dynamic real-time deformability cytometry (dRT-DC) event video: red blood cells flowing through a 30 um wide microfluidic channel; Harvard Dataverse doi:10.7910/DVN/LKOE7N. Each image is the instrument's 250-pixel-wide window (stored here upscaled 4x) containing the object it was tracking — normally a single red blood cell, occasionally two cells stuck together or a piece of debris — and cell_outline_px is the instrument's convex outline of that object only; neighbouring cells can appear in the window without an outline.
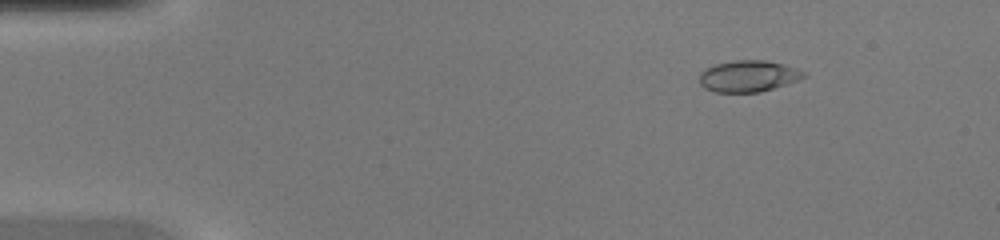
{"species": "common noctule bat (a hibernating species)", "species_latin": "Nyctalus noctula", "temperature_condition": "warm", "stored_images_in_passage": 42, "camera_frame_rate_fps": 3000, "um_per_image_px": 0.085, "animal": {"sex": "female", "body_mass_g": 20.0, "forearm_length_mm": 54.0}, "frame": {"image": 1, "passage_image": 3, "time_ms": 0.667, "image_size_px": [1000, 240], "cell_outline_px": [[808, 76], [760, 92], [716, 92], [704, 88], [700, 84], [700, 72], [716, 64], [736, 60], [764, 60], [784, 64], [796, 68], [804, 72]], "centroid_in_image_um": [63.6, 6.47], "position_along_channel_um": 21.4, "area_um2": 18.84}}
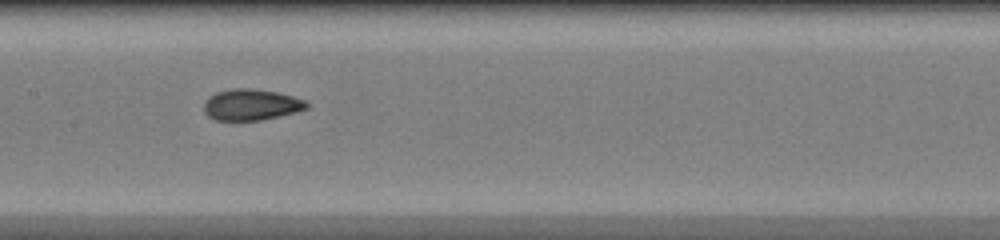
{"frame": {"image": 2, "passage_image": 20, "time_ms": 6.333, "image_size_px": [1000, 240], "cell_outline_px": [[312, 104], [308, 108], [296, 112], [260, 120], [216, 120], [208, 116], [204, 112], [204, 104], [208, 96], [216, 92], [232, 88], [248, 88], [276, 92], [292, 96], [304, 100]], "centroid_in_image_um": [21.35, 8.89], "position_along_channel_um": 186.0, "area_um2": 18.67}}
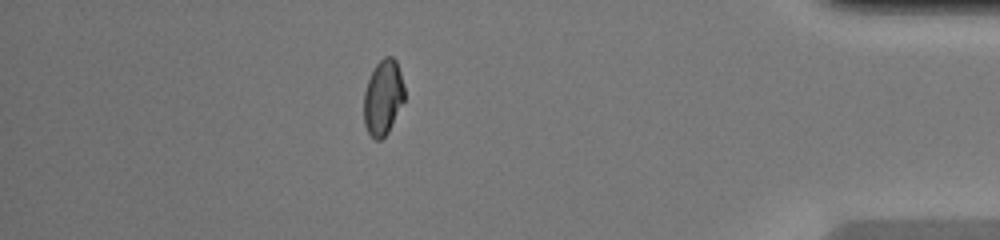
{"frame": {"image": 3, "passage_image": 37, "time_ms": 12.0, "image_size_px": [1000, 240], "cell_outline_px": [[404, 100], [388, 132], [380, 140], [376, 140], [368, 132], [364, 124], [364, 92], [368, 80], [376, 64], [384, 56], [392, 56], [396, 60], [404, 84]], "centroid_in_image_um": [32.56, 8.27], "position_along_channel_um": 402.6, "area_um2": 17.69}}